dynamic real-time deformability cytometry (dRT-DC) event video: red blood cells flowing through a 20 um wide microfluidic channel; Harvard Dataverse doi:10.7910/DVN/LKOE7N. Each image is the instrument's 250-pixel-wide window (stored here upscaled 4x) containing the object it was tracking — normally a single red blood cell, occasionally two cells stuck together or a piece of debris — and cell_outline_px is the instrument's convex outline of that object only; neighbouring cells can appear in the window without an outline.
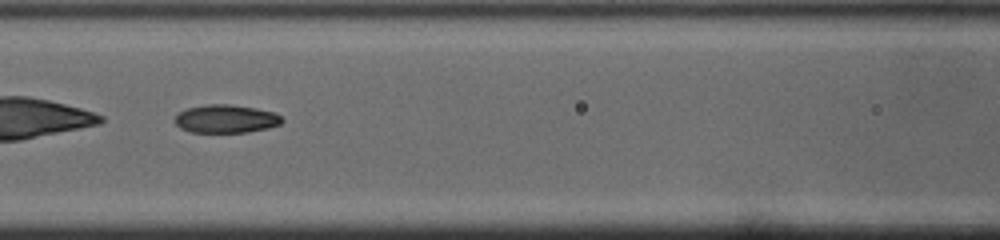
{"species": "common noctule bat (a hibernating species)", "species_latin": "Nyctalus noctula", "temperature_condition": "cold", "stored_images_in_passage": 47, "camera_frame_rate_fps": 3000, "um_per_image_px": 0.085, "animal": {"sex": "male", "body_mass_g": 19.0, "forearm_length_mm": 50.8}, "frame": {"image": 1, "passage_image": 20, "time_ms": 6.333, "image_size_px": [1000, 240], "cell_outline_px": [[284, 120], [280, 124], [268, 128], [248, 132], [192, 132], [180, 128], [176, 124], [176, 116], [180, 112], [188, 108], [208, 104], [228, 104], [252, 108], [272, 112], [280, 116]], "centroid_in_image_um": [19.2, 10.11], "position_along_channel_um": 147.4, "area_um2": 17.28}}
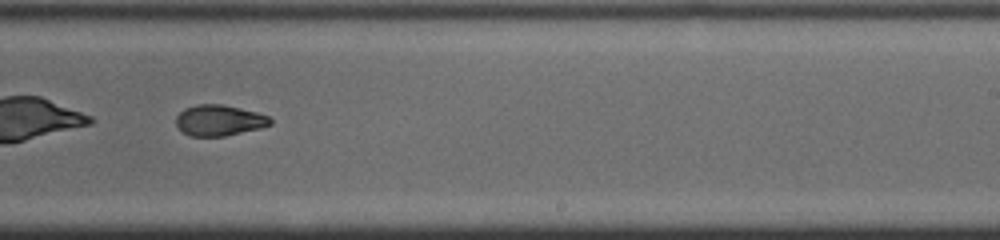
{"frame": {"image": 2, "passage_image": 29, "time_ms": 9.333, "image_size_px": [1000, 240], "cell_outline_px": [[272, 124], [260, 128], [224, 136], [192, 136], [184, 132], [176, 124], [176, 116], [184, 108], [196, 104], [220, 104], [240, 108], [256, 112], [268, 116], [272, 120]], "centroid_in_image_um": [18.63, 10.22], "position_along_channel_um": 270.4, "area_um2": 16.82}}
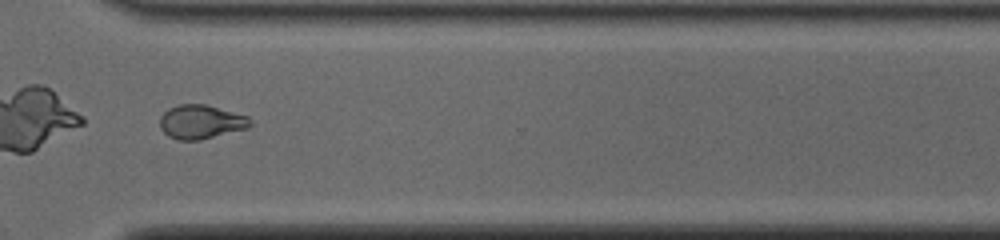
{"frame": {"image": 3, "passage_image": 35, "time_ms": 11.333, "image_size_px": [1000, 240], "cell_outline_px": [[252, 124], [248, 128], [200, 140], [176, 140], [168, 136], [160, 128], [160, 116], [168, 108], [180, 104], [204, 104], [248, 116], [252, 120]], "centroid_in_image_um": [17.07, 10.36], "position_along_channel_um": 353.5, "area_um2": 17.92}, "authors_computed_cell_mechanics": {"area_um2": 18.2648, "velocity_mm_per_s": 4.1141, "shape_relaxation_time_tau1_ms": 4.2557, "shape_relaxation_time_tau2_ms": 1.9431, "deformation_change_tau1": 0.1768, "deformation_change_tau2": 0.0661}}